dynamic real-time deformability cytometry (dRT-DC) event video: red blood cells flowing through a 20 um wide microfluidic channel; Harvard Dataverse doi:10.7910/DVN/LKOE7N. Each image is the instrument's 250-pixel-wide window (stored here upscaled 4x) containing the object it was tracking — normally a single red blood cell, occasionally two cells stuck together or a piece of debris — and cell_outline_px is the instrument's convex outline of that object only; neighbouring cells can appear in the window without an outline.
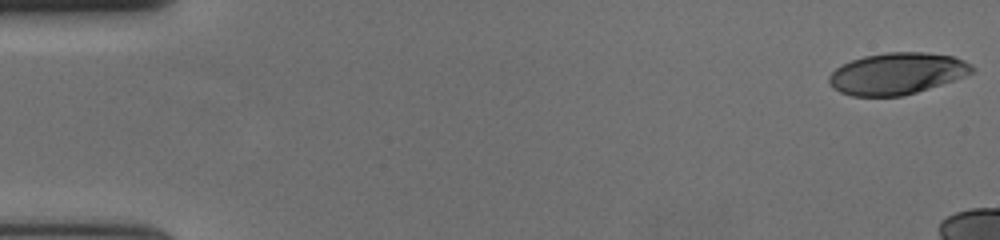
{"species": "human", "species_latin": "Homo sapiens", "temperature_condition": "cold", "stored_images_in_passage": 12, "camera_frame_rate_fps": 3000, "um_per_image_px": 0.085, "donor": {"sex": "female"}, "frame": {"image": 1, "passage_image": 1, "time_ms": 0.0, "image_size_px": [1000, 240], "cell_outline_px": [[976, 68], [972, 72], [964, 76], [916, 92], [900, 96], [852, 96], [840, 92], [832, 88], [828, 84], [828, 76], [840, 64], [864, 56], [884, 52], [924, 52], [952, 56], [964, 60], [972, 64]], "centroid_in_image_um": [76.2, 6.24], "position_along_channel_um": 8.8, "area_um2": 34.68}}